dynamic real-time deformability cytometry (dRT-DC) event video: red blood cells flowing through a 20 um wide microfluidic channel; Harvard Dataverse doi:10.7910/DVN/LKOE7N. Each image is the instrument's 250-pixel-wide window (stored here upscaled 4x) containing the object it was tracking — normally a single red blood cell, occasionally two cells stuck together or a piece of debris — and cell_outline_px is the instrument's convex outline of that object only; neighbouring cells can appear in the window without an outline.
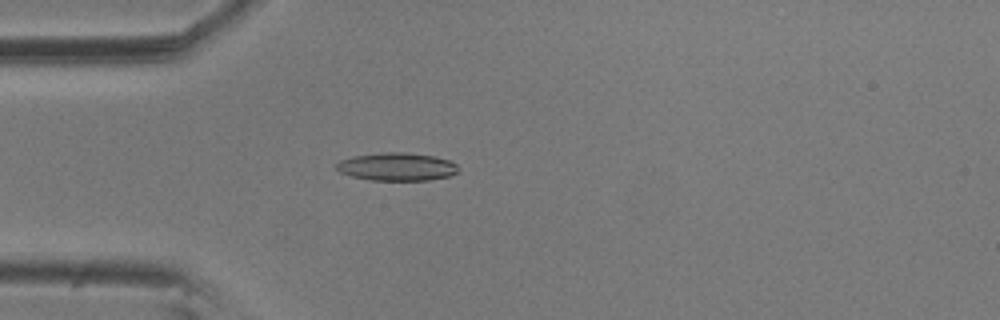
{"species": "common noctule bat (a hibernating species)", "species_latin": "Nyctalus noctula", "temperature_condition": "room temperature", "stored_images_in_passage": 57, "camera_frame_rate_fps": 3000, "um_per_image_px": 0.085, "animal": {"sex": "male", "body_mass_g": 20.5, "forearm_length_mm": 52.5}, "frame": {"image": 1, "passage_image": 16, "time_ms": 5.0, "image_size_px": [1000, 320], "cell_outline_px": [[456, 172], [448, 176], [428, 180], [372, 180], [352, 176], [340, 172], [336, 168], [336, 164], [340, 160], [352, 156], [384, 152], [404, 152], [436, 156], [452, 160], [456, 164]], "centroid_in_image_um": [33.73, 14.16], "position_along_channel_um": 51.3, "area_um2": 19.83}}
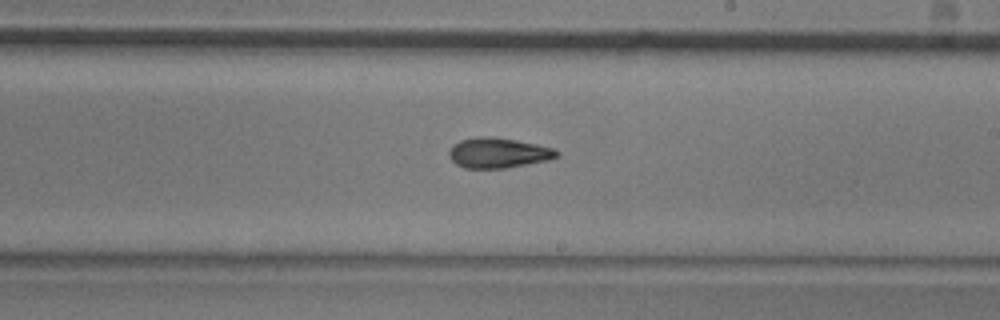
{"frame": {"image": 2, "passage_image": 33, "time_ms": 10.667, "image_size_px": [1000, 320], "cell_outline_px": [[560, 152], [556, 156], [548, 160], [504, 168], [464, 168], [456, 164], [448, 156], [448, 152], [452, 144], [460, 140], [476, 136], [484, 136], [516, 140], [536, 144], [552, 148]], "centroid_in_image_um": [42.29, 12.99], "position_along_channel_um": 246.7, "area_um2": 18.84}}
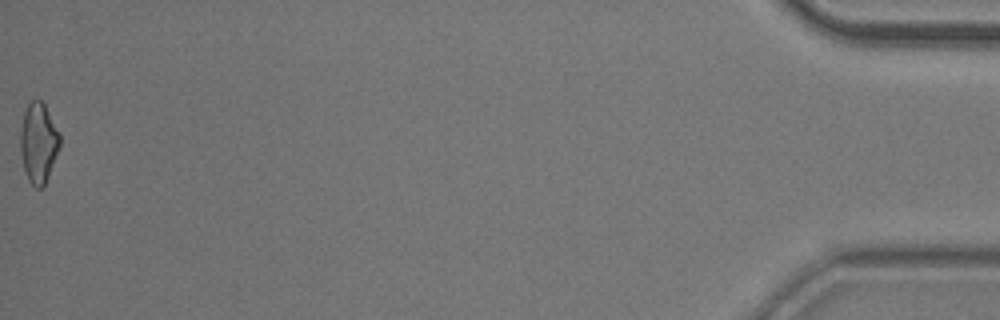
{"frame": {"image": 3, "passage_image": 57, "time_ms": 18.667, "image_size_px": [1000, 320], "cell_outline_px": [[60, 144], [48, 176], [44, 184], [40, 188], [36, 188], [28, 180], [24, 168], [20, 148], [20, 132], [24, 112], [28, 104], [32, 100], [40, 100], [44, 104], [60, 132]], "centroid_in_image_um": [3.27, 12.12], "position_along_channel_um": 431.9, "area_um2": 18.15}, "authors_computed_cell_mechanics": {"area_um2": 18.5538, "velocity_mm_per_s": 3.5806, "shape_relaxation_time_tau1_ms": 7.5175, "shape_relaxation_time_tau2_ms": 4.8831, "deformation_change_tau1": 0.1701, "deformation_change_tau2": 0.1353}}